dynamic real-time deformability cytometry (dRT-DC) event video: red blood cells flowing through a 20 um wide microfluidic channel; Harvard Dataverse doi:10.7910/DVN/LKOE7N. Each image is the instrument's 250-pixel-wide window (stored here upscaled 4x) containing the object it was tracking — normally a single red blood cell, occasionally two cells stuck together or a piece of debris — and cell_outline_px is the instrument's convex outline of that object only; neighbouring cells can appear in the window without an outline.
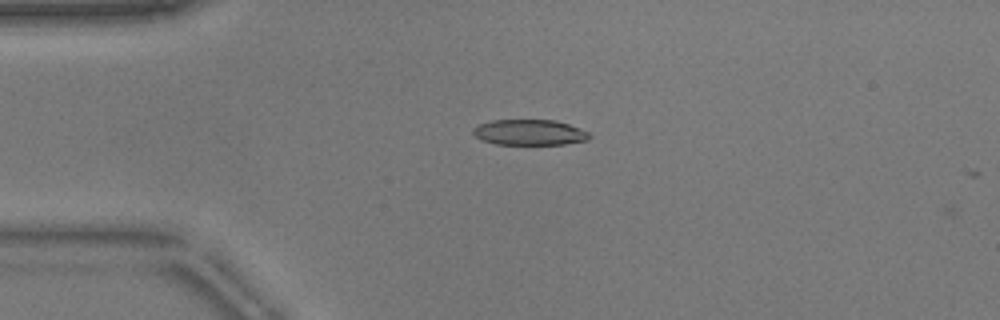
{"species": "common noctule bat (a hibernating species)", "species_latin": "Nyctalus noctula", "temperature_condition": "warm", "stored_images_in_passage": 2, "camera_frame_rate_fps": 3000, "um_per_image_px": 0.085, "animal": {"sex": "male", "body_mass_g": 17.9}, "frame": {"image": 1, "passage_image": 1, "time_ms": 0.0, "image_size_px": [1000, 320], "cell_outline_px": [[592, 136], [588, 140], [564, 144], [496, 144], [484, 140], [476, 136], [472, 132], [472, 128], [476, 124], [492, 120], [556, 120], [568, 124], [588, 132]], "centroid_in_image_um": [44.99, 11.24], "position_along_channel_um": 40.0, "area_um2": 17.34}}